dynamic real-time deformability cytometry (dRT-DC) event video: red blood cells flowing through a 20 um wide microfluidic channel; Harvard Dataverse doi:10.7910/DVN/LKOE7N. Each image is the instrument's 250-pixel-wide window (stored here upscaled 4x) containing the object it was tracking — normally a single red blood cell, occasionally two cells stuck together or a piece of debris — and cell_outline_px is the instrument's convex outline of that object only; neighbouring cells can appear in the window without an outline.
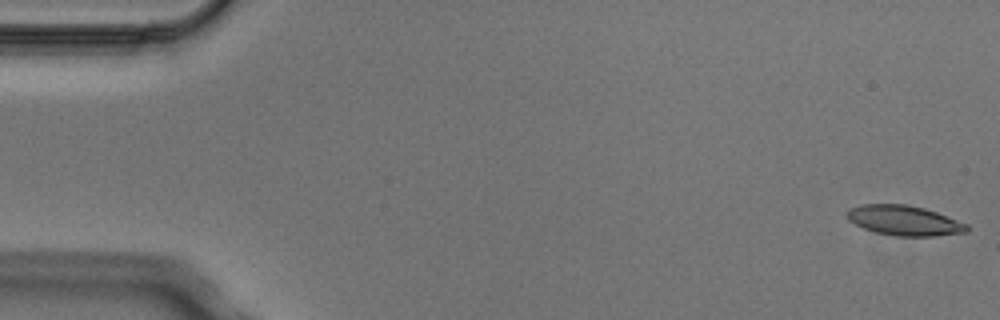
{"species": "Egyptian fruit bat (a non-hibernating species)", "species_latin": "Rousettus aegyptiacus", "temperature_condition": "cold", "stored_images_in_passage": 4, "segment_of_instrument_passage": [2, 2], "camera_frame_rate_fps": 3000, "um_per_image_px": 0.085, "animal": {"sex": "male"}, "frame": {"image": 1, "passage_image": 4, "time_ms": 1.0, "image_size_px": [1000, 320], "cell_outline_px": [[968, 232], [936, 236], [896, 236], [876, 232], [864, 228], [848, 220], [848, 208], [860, 204], [908, 204], [924, 208], [936, 212], [968, 224]], "centroid_in_image_um": [76.87, 18.74], "position_along_channel_um": 8.1, "area_um2": 20.92}}